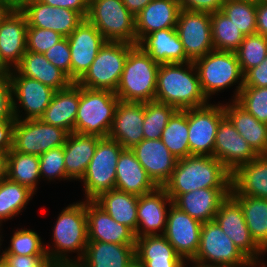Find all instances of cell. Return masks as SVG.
Returning <instances> with one entry per match:
<instances>
[{"label":"cell","mask_w":267,"mask_h":267,"mask_svg":"<svg viewBox=\"0 0 267 267\" xmlns=\"http://www.w3.org/2000/svg\"><path fill=\"white\" fill-rule=\"evenodd\" d=\"M243 87H267V57L244 74Z\"/></svg>","instance_id":"cell-53"},{"label":"cell","mask_w":267,"mask_h":267,"mask_svg":"<svg viewBox=\"0 0 267 267\" xmlns=\"http://www.w3.org/2000/svg\"><path fill=\"white\" fill-rule=\"evenodd\" d=\"M160 65L135 45L128 53L116 96L126 102H149L155 99Z\"/></svg>","instance_id":"cell-4"},{"label":"cell","mask_w":267,"mask_h":267,"mask_svg":"<svg viewBox=\"0 0 267 267\" xmlns=\"http://www.w3.org/2000/svg\"><path fill=\"white\" fill-rule=\"evenodd\" d=\"M131 150L158 186L163 187L175 169L177 158L168 150L161 139H143Z\"/></svg>","instance_id":"cell-21"},{"label":"cell","mask_w":267,"mask_h":267,"mask_svg":"<svg viewBox=\"0 0 267 267\" xmlns=\"http://www.w3.org/2000/svg\"><path fill=\"white\" fill-rule=\"evenodd\" d=\"M42 238L31 229L15 230L10 240V246L1 254L15 255H47Z\"/></svg>","instance_id":"cell-45"},{"label":"cell","mask_w":267,"mask_h":267,"mask_svg":"<svg viewBox=\"0 0 267 267\" xmlns=\"http://www.w3.org/2000/svg\"><path fill=\"white\" fill-rule=\"evenodd\" d=\"M119 100L111 90L88 89L79 85L74 132L108 137Z\"/></svg>","instance_id":"cell-5"},{"label":"cell","mask_w":267,"mask_h":267,"mask_svg":"<svg viewBox=\"0 0 267 267\" xmlns=\"http://www.w3.org/2000/svg\"><path fill=\"white\" fill-rule=\"evenodd\" d=\"M157 187L133 151L124 148L117 162L115 189L141 196L154 191Z\"/></svg>","instance_id":"cell-27"},{"label":"cell","mask_w":267,"mask_h":267,"mask_svg":"<svg viewBox=\"0 0 267 267\" xmlns=\"http://www.w3.org/2000/svg\"><path fill=\"white\" fill-rule=\"evenodd\" d=\"M10 267H41L49 258L48 255H15L1 254Z\"/></svg>","instance_id":"cell-52"},{"label":"cell","mask_w":267,"mask_h":267,"mask_svg":"<svg viewBox=\"0 0 267 267\" xmlns=\"http://www.w3.org/2000/svg\"><path fill=\"white\" fill-rule=\"evenodd\" d=\"M213 156L222 162L225 168L232 174L240 166L251 162L259 155L225 116L218 125Z\"/></svg>","instance_id":"cell-18"},{"label":"cell","mask_w":267,"mask_h":267,"mask_svg":"<svg viewBox=\"0 0 267 267\" xmlns=\"http://www.w3.org/2000/svg\"><path fill=\"white\" fill-rule=\"evenodd\" d=\"M64 36L51 29L28 27L26 51L44 54L49 48L62 40Z\"/></svg>","instance_id":"cell-48"},{"label":"cell","mask_w":267,"mask_h":267,"mask_svg":"<svg viewBox=\"0 0 267 267\" xmlns=\"http://www.w3.org/2000/svg\"><path fill=\"white\" fill-rule=\"evenodd\" d=\"M181 11L178 0H152L136 17V45L146 35L176 28Z\"/></svg>","instance_id":"cell-26"},{"label":"cell","mask_w":267,"mask_h":267,"mask_svg":"<svg viewBox=\"0 0 267 267\" xmlns=\"http://www.w3.org/2000/svg\"><path fill=\"white\" fill-rule=\"evenodd\" d=\"M231 188H200L181 195H168L173 205L201 223L214 221Z\"/></svg>","instance_id":"cell-24"},{"label":"cell","mask_w":267,"mask_h":267,"mask_svg":"<svg viewBox=\"0 0 267 267\" xmlns=\"http://www.w3.org/2000/svg\"><path fill=\"white\" fill-rule=\"evenodd\" d=\"M5 176L35 193L37 183L41 179L39 156L19 153L11 149L6 154Z\"/></svg>","instance_id":"cell-38"},{"label":"cell","mask_w":267,"mask_h":267,"mask_svg":"<svg viewBox=\"0 0 267 267\" xmlns=\"http://www.w3.org/2000/svg\"><path fill=\"white\" fill-rule=\"evenodd\" d=\"M52 238L53 249L45 246L49 259L66 267L75 266L84 257L88 243L86 200L72 203L59 213ZM76 251L78 256L73 261L67 254Z\"/></svg>","instance_id":"cell-3"},{"label":"cell","mask_w":267,"mask_h":267,"mask_svg":"<svg viewBox=\"0 0 267 267\" xmlns=\"http://www.w3.org/2000/svg\"><path fill=\"white\" fill-rule=\"evenodd\" d=\"M43 55L71 80V52L67 37L53 45Z\"/></svg>","instance_id":"cell-49"},{"label":"cell","mask_w":267,"mask_h":267,"mask_svg":"<svg viewBox=\"0 0 267 267\" xmlns=\"http://www.w3.org/2000/svg\"><path fill=\"white\" fill-rule=\"evenodd\" d=\"M123 146L109 137L97 144L85 175L82 177L86 200H94L101 193L115 189L116 167Z\"/></svg>","instance_id":"cell-9"},{"label":"cell","mask_w":267,"mask_h":267,"mask_svg":"<svg viewBox=\"0 0 267 267\" xmlns=\"http://www.w3.org/2000/svg\"><path fill=\"white\" fill-rule=\"evenodd\" d=\"M27 28L20 9H13L0 24V61L8 70L15 69L26 52Z\"/></svg>","instance_id":"cell-22"},{"label":"cell","mask_w":267,"mask_h":267,"mask_svg":"<svg viewBox=\"0 0 267 267\" xmlns=\"http://www.w3.org/2000/svg\"><path fill=\"white\" fill-rule=\"evenodd\" d=\"M14 9H21L25 4L35 0H6Z\"/></svg>","instance_id":"cell-59"},{"label":"cell","mask_w":267,"mask_h":267,"mask_svg":"<svg viewBox=\"0 0 267 267\" xmlns=\"http://www.w3.org/2000/svg\"><path fill=\"white\" fill-rule=\"evenodd\" d=\"M256 34L267 37V2H257Z\"/></svg>","instance_id":"cell-56"},{"label":"cell","mask_w":267,"mask_h":267,"mask_svg":"<svg viewBox=\"0 0 267 267\" xmlns=\"http://www.w3.org/2000/svg\"><path fill=\"white\" fill-rule=\"evenodd\" d=\"M128 267H143L141 263H139L136 259L130 263Z\"/></svg>","instance_id":"cell-64"},{"label":"cell","mask_w":267,"mask_h":267,"mask_svg":"<svg viewBox=\"0 0 267 267\" xmlns=\"http://www.w3.org/2000/svg\"><path fill=\"white\" fill-rule=\"evenodd\" d=\"M135 260V244L88 241L75 267H128Z\"/></svg>","instance_id":"cell-30"},{"label":"cell","mask_w":267,"mask_h":267,"mask_svg":"<svg viewBox=\"0 0 267 267\" xmlns=\"http://www.w3.org/2000/svg\"><path fill=\"white\" fill-rule=\"evenodd\" d=\"M235 101L259 122L267 124V87H242Z\"/></svg>","instance_id":"cell-46"},{"label":"cell","mask_w":267,"mask_h":267,"mask_svg":"<svg viewBox=\"0 0 267 267\" xmlns=\"http://www.w3.org/2000/svg\"><path fill=\"white\" fill-rule=\"evenodd\" d=\"M88 241L135 244V233L116 222L94 200H86Z\"/></svg>","instance_id":"cell-23"},{"label":"cell","mask_w":267,"mask_h":267,"mask_svg":"<svg viewBox=\"0 0 267 267\" xmlns=\"http://www.w3.org/2000/svg\"><path fill=\"white\" fill-rule=\"evenodd\" d=\"M138 197L117 189L101 193L94 201L102 207L116 222L137 229Z\"/></svg>","instance_id":"cell-36"},{"label":"cell","mask_w":267,"mask_h":267,"mask_svg":"<svg viewBox=\"0 0 267 267\" xmlns=\"http://www.w3.org/2000/svg\"><path fill=\"white\" fill-rule=\"evenodd\" d=\"M259 266L260 267H266V264H265V262H262V263H259Z\"/></svg>","instance_id":"cell-66"},{"label":"cell","mask_w":267,"mask_h":267,"mask_svg":"<svg viewBox=\"0 0 267 267\" xmlns=\"http://www.w3.org/2000/svg\"><path fill=\"white\" fill-rule=\"evenodd\" d=\"M176 30L183 44L186 58L190 62H194L214 50L211 14L181 9Z\"/></svg>","instance_id":"cell-15"},{"label":"cell","mask_w":267,"mask_h":267,"mask_svg":"<svg viewBox=\"0 0 267 267\" xmlns=\"http://www.w3.org/2000/svg\"><path fill=\"white\" fill-rule=\"evenodd\" d=\"M68 134L66 130L46 124L41 119L15 120L12 149L40 156L52 148L64 146Z\"/></svg>","instance_id":"cell-11"},{"label":"cell","mask_w":267,"mask_h":267,"mask_svg":"<svg viewBox=\"0 0 267 267\" xmlns=\"http://www.w3.org/2000/svg\"><path fill=\"white\" fill-rule=\"evenodd\" d=\"M173 204L163 187H157L154 191L138 197L137 229L135 237L145 235L164 234L166 229L167 214Z\"/></svg>","instance_id":"cell-20"},{"label":"cell","mask_w":267,"mask_h":267,"mask_svg":"<svg viewBox=\"0 0 267 267\" xmlns=\"http://www.w3.org/2000/svg\"><path fill=\"white\" fill-rule=\"evenodd\" d=\"M39 169L41 178L53 181L71 180L65 172L63 146L52 148L39 156Z\"/></svg>","instance_id":"cell-47"},{"label":"cell","mask_w":267,"mask_h":267,"mask_svg":"<svg viewBox=\"0 0 267 267\" xmlns=\"http://www.w3.org/2000/svg\"><path fill=\"white\" fill-rule=\"evenodd\" d=\"M6 155L0 152V180L5 176Z\"/></svg>","instance_id":"cell-60"},{"label":"cell","mask_w":267,"mask_h":267,"mask_svg":"<svg viewBox=\"0 0 267 267\" xmlns=\"http://www.w3.org/2000/svg\"><path fill=\"white\" fill-rule=\"evenodd\" d=\"M51 7L72 9L78 12L84 19L88 14L89 0H39Z\"/></svg>","instance_id":"cell-54"},{"label":"cell","mask_w":267,"mask_h":267,"mask_svg":"<svg viewBox=\"0 0 267 267\" xmlns=\"http://www.w3.org/2000/svg\"><path fill=\"white\" fill-rule=\"evenodd\" d=\"M8 74H9V70L0 61V76H4V75H8Z\"/></svg>","instance_id":"cell-63"},{"label":"cell","mask_w":267,"mask_h":267,"mask_svg":"<svg viewBox=\"0 0 267 267\" xmlns=\"http://www.w3.org/2000/svg\"><path fill=\"white\" fill-rule=\"evenodd\" d=\"M231 196L240 204L252 238L267 252V199L245 195Z\"/></svg>","instance_id":"cell-37"},{"label":"cell","mask_w":267,"mask_h":267,"mask_svg":"<svg viewBox=\"0 0 267 267\" xmlns=\"http://www.w3.org/2000/svg\"><path fill=\"white\" fill-rule=\"evenodd\" d=\"M190 262L233 267H259V263L253 264L235 246L215 221L202 223L199 248L195 258Z\"/></svg>","instance_id":"cell-10"},{"label":"cell","mask_w":267,"mask_h":267,"mask_svg":"<svg viewBox=\"0 0 267 267\" xmlns=\"http://www.w3.org/2000/svg\"><path fill=\"white\" fill-rule=\"evenodd\" d=\"M15 120L0 122V152L7 154L13 147Z\"/></svg>","instance_id":"cell-55"},{"label":"cell","mask_w":267,"mask_h":267,"mask_svg":"<svg viewBox=\"0 0 267 267\" xmlns=\"http://www.w3.org/2000/svg\"><path fill=\"white\" fill-rule=\"evenodd\" d=\"M137 45L159 65L187 63L183 44L176 28L158 30L144 36Z\"/></svg>","instance_id":"cell-28"},{"label":"cell","mask_w":267,"mask_h":267,"mask_svg":"<svg viewBox=\"0 0 267 267\" xmlns=\"http://www.w3.org/2000/svg\"><path fill=\"white\" fill-rule=\"evenodd\" d=\"M135 45L106 41L88 71L77 82L88 89L116 91L129 51Z\"/></svg>","instance_id":"cell-8"},{"label":"cell","mask_w":267,"mask_h":267,"mask_svg":"<svg viewBox=\"0 0 267 267\" xmlns=\"http://www.w3.org/2000/svg\"><path fill=\"white\" fill-rule=\"evenodd\" d=\"M201 226V222L173 204L169 207L163 236L185 262L195 258L199 248Z\"/></svg>","instance_id":"cell-16"},{"label":"cell","mask_w":267,"mask_h":267,"mask_svg":"<svg viewBox=\"0 0 267 267\" xmlns=\"http://www.w3.org/2000/svg\"><path fill=\"white\" fill-rule=\"evenodd\" d=\"M214 221L253 264L261 263L259 256L265 251L252 238L240 204L230 194L221 203Z\"/></svg>","instance_id":"cell-14"},{"label":"cell","mask_w":267,"mask_h":267,"mask_svg":"<svg viewBox=\"0 0 267 267\" xmlns=\"http://www.w3.org/2000/svg\"><path fill=\"white\" fill-rule=\"evenodd\" d=\"M125 7L136 17L152 0H122Z\"/></svg>","instance_id":"cell-57"},{"label":"cell","mask_w":267,"mask_h":267,"mask_svg":"<svg viewBox=\"0 0 267 267\" xmlns=\"http://www.w3.org/2000/svg\"><path fill=\"white\" fill-rule=\"evenodd\" d=\"M203 94L209 100L211 95L238 84L235 89L236 100L244 84V74L237 55L232 51L213 50L194 61ZM239 80V81H238Z\"/></svg>","instance_id":"cell-6"},{"label":"cell","mask_w":267,"mask_h":267,"mask_svg":"<svg viewBox=\"0 0 267 267\" xmlns=\"http://www.w3.org/2000/svg\"><path fill=\"white\" fill-rule=\"evenodd\" d=\"M230 195L267 199V155H259L232 173Z\"/></svg>","instance_id":"cell-33"},{"label":"cell","mask_w":267,"mask_h":267,"mask_svg":"<svg viewBox=\"0 0 267 267\" xmlns=\"http://www.w3.org/2000/svg\"><path fill=\"white\" fill-rule=\"evenodd\" d=\"M154 100L171 105L177 110L208 104L209 100L202 92L194 62L161 64Z\"/></svg>","instance_id":"cell-1"},{"label":"cell","mask_w":267,"mask_h":267,"mask_svg":"<svg viewBox=\"0 0 267 267\" xmlns=\"http://www.w3.org/2000/svg\"><path fill=\"white\" fill-rule=\"evenodd\" d=\"M16 120L13 113L12 87L9 75L0 76V122Z\"/></svg>","instance_id":"cell-50"},{"label":"cell","mask_w":267,"mask_h":267,"mask_svg":"<svg viewBox=\"0 0 267 267\" xmlns=\"http://www.w3.org/2000/svg\"><path fill=\"white\" fill-rule=\"evenodd\" d=\"M226 0H178L180 8L187 11L215 13L221 11Z\"/></svg>","instance_id":"cell-51"},{"label":"cell","mask_w":267,"mask_h":267,"mask_svg":"<svg viewBox=\"0 0 267 267\" xmlns=\"http://www.w3.org/2000/svg\"><path fill=\"white\" fill-rule=\"evenodd\" d=\"M2 236L0 235V246H1V241H2ZM0 258H1V254H0Z\"/></svg>","instance_id":"cell-68"},{"label":"cell","mask_w":267,"mask_h":267,"mask_svg":"<svg viewBox=\"0 0 267 267\" xmlns=\"http://www.w3.org/2000/svg\"><path fill=\"white\" fill-rule=\"evenodd\" d=\"M27 20L28 27L51 29L68 37L84 18L72 9L51 7L39 0L31 1L20 9Z\"/></svg>","instance_id":"cell-19"},{"label":"cell","mask_w":267,"mask_h":267,"mask_svg":"<svg viewBox=\"0 0 267 267\" xmlns=\"http://www.w3.org/2000/svg\"><path fill=\"white\" fill-rule=\"evenodd\" d=\"M0 267H10V265L1 257L0 258Z\"/></svg>","instance_id":"cell-65"},{"label":"cell","mask_w":267,"mask_h":267,"mask_svg":"<svg viewBox=\"0 0 267 267\" xmlns=\"http://www.w3.org/2000/svg\"><path fill=\"white\" fill-rule=\"evenodd\" d=\"M8 75L12 87L14 118L16 120L40 119L50 104L55 90L38 80L22 76L16 69L9 70ZM19 107L24 109V117L20 113L23 110L20 111Z\"/></svg>","instance_id":"cell-12"},{"label":"cell","mask_w":267,"mask_h":267,"mask_svg":"<svg viewBox=\"0 0 267 267\" xmlns=\"http://www.w3.org/2000/svg\"><path fill=\"white\" fill-rule=\"evenodd\" d=\"M194 263L192 267H233V266H227V265H208V264H203V263H198V262H191ZM186 267V266H185Z\"/></svg>","instance_id":"cell-62"},{"label":"cell","mask_w":267,"mask_h":267,"mask_svg":"<svg viewBox=\"0 0 267 267\" xmlns=\"http://www.w3.org/2000/svg\"><path fill=\"white\" fill-rule=\"evenodd\" d=\"M214 50L235 52L245 38L242 32L221 11L211 14Z\"/></svg>","instance_id":"cell-41"},{"label":"cell","mask_w":267,"mask_h":267,"mask_svg":"<svg viewBox=\"0 0 267 267\" xmlns=\"http://www.w3.org/2000/svg\"><path fill=\"white\" fill-rule=\"evenodd\" d=\"M177 109L156 100L144 103V139H161L162 131L167 126Z\"/></svg>","instance_id":"cell-43"},{"label":"cell","mask_w":267,"mask_h":267,"mask_svg":"<svg viewBox=\"0 0 267 267\" xmlns=\"http://www.w3.org/2000/svg\"><path fill=\"white\" fill-rule=\"evenodd\" d=\"M78 105L79 84L72 82L68 87L55 91L50 104L40 119L46 124L72 133L74 132Z\"/></svg>","instance_id":"cell-32"},{"label":"cell","mask_w":267,"mask_h":267,"mask_svg":"<svg viewBox=\"0 0 267 267\" xmlns=\"http://www.w3.org/2000/svg\"><path fill=\"white\" fill-rule=\"evenodd\" d=\"M101 138L97 135L75 132L68 134L63 149L65 172L71 180L81 181Z\"/></svg>","instance_id":"cell-31"},{"label":"cell","mask_w":267,"mask_h":267,"mask_svg":"<svg viewBox=\"0 0 267 267\" xmlns=\"http://www.w3.org/2000/svg\"><path fill=\"white\" fill-rule=\"evenodd\" d=\"M41 267H63L57 261L48 259Z\"/></svg>","instance_id":"cell-61"},{"label":"cell","mask_w":267,"mask_h":267,"mask_svg":"<svg viewBox=\"0 0 267 267\" xmlns=\"http://www.w3.org/2000/svg\"><path fill=\"white\" fill-rule=\"evenodd\" d=\"M22 76L40 81L55 91L68 87L72 81L41 53L26 51L15 68Z\"/></svg>","instance_id":"cell-35"},{"label":"cell","mask_w":267,"mask_h":267,"mask_svg":"<svg viewBox=\"0 0 267 267\" xmlns=\"http://www.w3.org/2000/svg\"><path fill=\"white\" fill-rule=\"evenodd\" d=\"M14 8L6 1L0 0V24Z\"/></svg>","instance_id":"cell-58"},{"label":"cell","mask_w":267,"mask_h":267,"mask_svg":"<svg viewBox=\"0 0 267 267\" xmlns=\"http://www.w3.org/2000/svg\"><path fill=\"white\" fill-rule=\"evenodd\" d=\"M35 194L28 187L10 180L4 176L0 180V227L2 221H8L17 216Z\"/></svg>","instance_id":"cell-39"},{"label":"cell","mask_w":267,"mask_h":267,"mask_svg":"<svg viewBox=\"0 0 267 267\" xmlns=\"http://www.w3.org/2000/svg\"><path fill=\"white\" fill-rule=\"evenodd\" d=\"M235 53L241 70L245 74L249 69L262 63L267 57V37L260 34L245 36Z\"/></svg>","instance_id":"cell-44"},{"label":"cell","mask_w":267,"mask_h":267,"mask_svg":"<svg viewBox=\"0 0 267 267\" xmlns=\"http://www.w3.org/2000/svg\"><path fill=\"white\" fill-rule=\"evenodd\" d=\"M135 259L143 267H185L189 264L161 234L136 238Z\"/></svg>","instance_id":"cell-29"},{"label":"cell","mask_w":267,"mask_h":267,"mask_svg":"<svg viewBox=\"0 0 267 267\" xmlns=\"http://www.w3.org/2000/svg\"><path fill=\"white\" fill-rule=\"evenodd\" d=\"M161 140L177 158L190 156L188 141V109L177 110L162 131Z\"/></svg>","instance_id":"cell-40"},{"label":"cell","mask_w":267,"mask_h":267,"mask_svg":"<svg viewBox=\"0 0 267 267\" xmlns=\"http://www.w3.org/2000/svg\"><path fill=\"white\" fill-rule=\"evenodd\" d=\"M144 103L119 100L109 138L131 149L144 139Z\"/></svg>","instance_id":"cell-25"},{"label":"cell","mask_w":267,"mask_h":267,"mask_svg":"<svg viewBox=\"0 0 267 267\" xmlns=\"http://www.w3.org/2000/svg\"><path fill=\"white\" fill-rule=\"evenodd\" d=\"M224 117V106L220 102L188 109L190 155L213 156L216 132Z\"/></svg>","instance_id":"cell-13"},{"label":"cell","mask_w":267,"mask_h":267,"mask_svg":"<svg viewBox=\"0 0 267 267\" xmlns=\"http://www.w3.org/2000/svg\"><path fill=\"white\" fill-rule=\"evenodd\" d=\"M256 2H267V0H256Z\"/></svg>","instance_id":"cell-67"},{"label":"cell","mask_w":267,"mask_h":267,"mask_svg":"<svg viewBox=\"0 0 267 267\" xmlns=\"http://www.w3.org/2000/svg\"><path fill=\"white\" fill-rule=\"evenodd\" d=\"M257 2L253 0H226L221 12L244 36L256 34Z\"/></svg>","instance_id":"cell-42"},{"label":"cell","mask_w":267,"mask_h":267,"mask_svg":"<svg viewBox=\"0 0 267 267\" xmlns=\"http://www.w3.org/2000/svg\"><path fill=\"white\" fill-rule=\"evenodd\" d=\"M224 106L225 116L258 155H267V124L259 122L235 100Z\"/></svg>","instance_id":"cell-34"},{"label":"cell","mask_w":267,"mask_h":267,"mask_svg":"<svg viewBox=\"0 0 267 267\" xmlns=\"http://www.w3.org/2000/svg\"><path fill=\"white\" fill-rule=\"evenodd\" d=\"M67 39L71 52V81L77 83L88 71L106 40L87 19Z\"/></svg>","instance_id":"cell-17"},{"label":"cell","mask_w":267,"mask_h":267,"mask_svg":"<svg viewBox=\"0 0 267 267\" xmlns=\"http://www.w3.org/2000/svg\"><path fill=\"white\" fill-rule=\"evenodd\" d=\"M232 174L214 156L190 155L178 159L163 188L168 195H181L202 188H231Z\"/></svg>","instance_id":"cell-2"},{"label":"cell","mask_w":267,"mask_h":267,"mask_svg":"<svg viewBox=\"0 0 267 267\" xmlns=\"http://www.w3.org/2000/svg\"><path fill=\"white\" fill-rule=\"evenodd\" d=\"M86 19L106 41L136 45L135 17L122 0H89Z\"/></svg>","instance_id":"cell-7"}]
</instances>
